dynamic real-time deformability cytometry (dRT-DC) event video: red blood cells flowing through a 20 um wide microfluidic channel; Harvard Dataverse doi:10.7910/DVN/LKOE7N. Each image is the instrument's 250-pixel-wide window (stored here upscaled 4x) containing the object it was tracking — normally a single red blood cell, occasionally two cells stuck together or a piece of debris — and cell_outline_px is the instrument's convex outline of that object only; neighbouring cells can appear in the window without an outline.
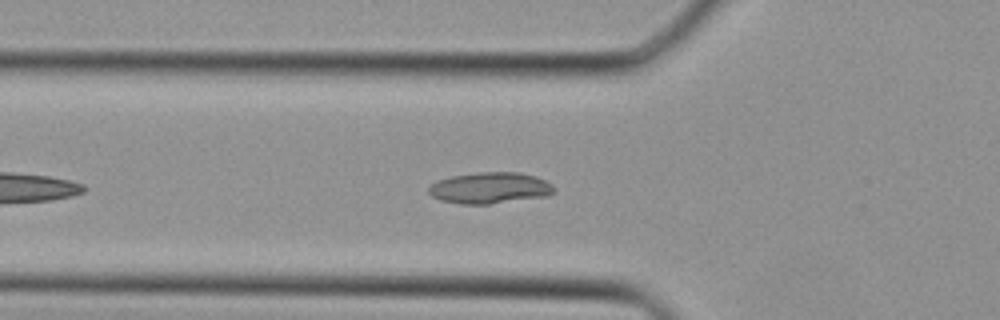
{"species": "Egyptian fruit bat (a non-hibernating species)", "species_latin": "Rousettus aegyptiacus", "temperature_condition": "cold", "stored_images_in_passage": 26, "camera_frame_rate_fps": 3000, "um_per_image_px": 0.085, "animal": {"sex": "female"}, "frame": {"image": 1, "passage_image": 5, "time_ms": 1.333, "image_size_px": [1000, 320], "cell_outline_px": [[556, 192], [548, 196], [488, 204], [460, 204], [440, 200], [432, 196], [428, 192], [428, 188], [436, 180], [452, 176], [476, 172], [520, 172], [536, 176], [552, 184], [556, 188]], "centroid_in_image_um": [41.66, 15.97], "position_along_channel_um": 84.1, "area_um2": 23.06}}
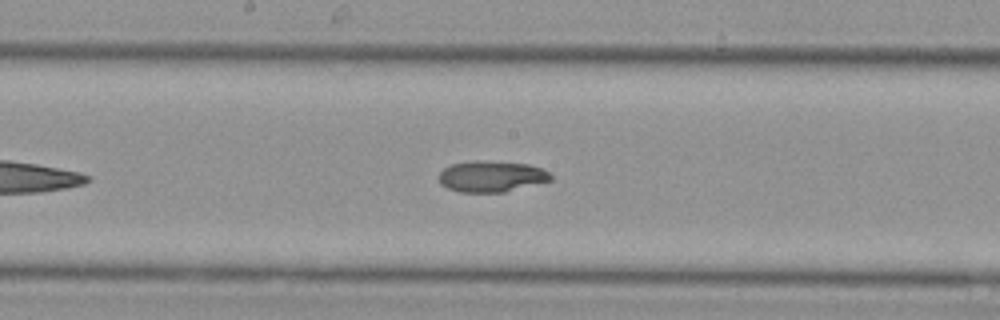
{"frame": {"image": 2, "passage_image": 12, "time_ms": 3.667, "image_size_px": [1000, 320], "cell_outline_px": [[552, 180], [504, 192], [460, 192], [448, 188], [440, 184], [436, 176], [444, 168], [452, 164], [476, 160], [480, 160], [528, 164], [540, 168], [548, 172], [552, 176]], "centroid_in_image_um": [41.73, 14.99], "position_along_channel_um": 206.5, "area_um2": 20.29}}
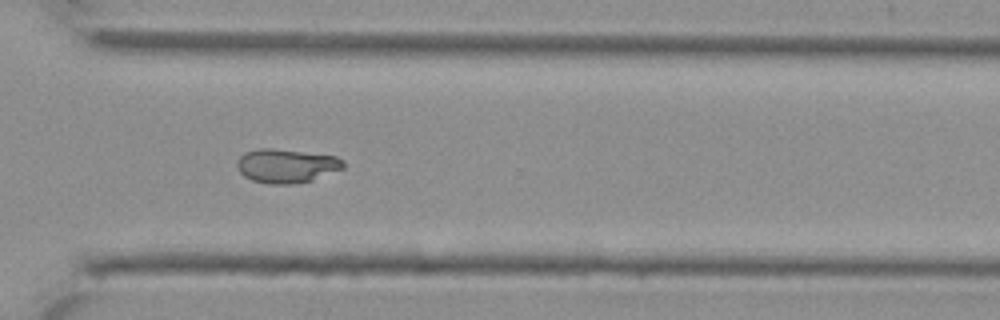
{"frame": {"image": 3, "passage_image": 20, "time_ms": 6.333, "image_size_px": [1000, 320], "cell_outline_px": [[344, 168], [312, 180], [292, 184], [268, 184], [252, 180], [244, 176], [240, 172], [236, 164], [240, 156], [244, 152], [260, 148], [272, 148], [336, 156], [344, 160]], "centroid_in_image_um": [24.33, 14.09], "position_along_channel_um": 346.3, "area_um2": 20.98}}